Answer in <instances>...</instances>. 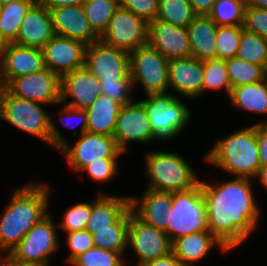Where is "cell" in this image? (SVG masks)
<instances>
[{"instance_id":"7c38bea8","label":"cell","mask_w":267,"mask_h":266,"mask_svg":"<svg viewBox=\"0 0 267 266\" xmlns=\"http://www.w3.org/2000/svg\"><path fill=\"white\" fill-rule=\"evenodd\" d=\"M127 245H130L134 253L138 255L137 266L168 255L172 248L168 235L140 220L132 212L131 206Z\"/></svg>"},{"instance_id":"816d5d0a","label":"cell","mask_w":267,"mask_h":266,"mask_svg":"<svg viewBox=\"0 0 267 266\" xmlns=\"http://www.w3.org/2000/svg\"><path fill=\"white\" fill-rule=\"evenodd\" d=\"M246 6L257 9H267V0H246Z\"/></svg>"},{"instance_id":"bcb514c9","label":"cell","mask_w":267,"mask_h":266,"mask_svg":"<svg viewBox=\"0 0 267 266\" xmlns=\"http://www.w3.org/2000/svg\"><path fill=\"white\" fill-rule=\"evenodd\" d=\"M256 139L261 167L267 166V124L256 123Z\"/></svg>"},{"instance_id":"f907efd6","label":"cell","mask_w":267,"mask_h":266,"mask_svg":"<svg viewBox=\"0 0 267 266\" xmlns=\"http://www.w3.org/2000/svg\"><path fill=\"white\" fill-rule=\"evenodd\" d=\"M0 266H41V265L18 261L15 258H13L9 253H7L6 257L0 260Z\"/></svg>"},{"instance_id":"ac0fdd59","label":"cell","mask_w":267,"mask_h":266,"mask_svg":"<svg viewBox=\"0 0 267 266\" xmlns=\"http://www.w3.org/2000/svg\"><path fill=\"white\" fill-rule=\"evenodd\" d=\"M147 44L168 60L191 56L187 27H179L158 18L148 23Z\"/></svg>"},{"instance_id":"5b68a950","label":"cell","mask_w":267,"mask_h":266,"mask_svg":"<svg viewBox=\"0 0 267 266\" xmlns=\"http://www.w3.org/2000/svg\"><path fill=\"white\" fill-rule=\"evenodd\" d=\"M146 174L150 179L148 189L174 193L186 191L199 183V178L187 160L170 152H148Z\"/></svg>"},{"instance_id":"c3c4849f","label":"cell","mask_w":267,"mask_h":266,"mask_svg":"<svg viewBox=\"0 0 267 266\" xmlns=\"http://www.w3.org/2000/svg\"><path fill=\"white\" fill-rule=\"evenodd\" d=\"M142 266H183V264L170 252L168 255L148 261Z\"/></svg>"},{"instance_id":"4316f807","label":"cell","mask_w":267,"mask_h":266,"mask_svg":"<svg viewBox=\"0 0 267 266\" xmlns=\"http://www.w3.org/2000/svg\"><path fill=\"white\" fill-rule=\"evenodd\" d=\"M122 105L107 95L101 94L93 104L86 109V132L113 136L117 116Z\"/></svg>"},{"instance_id":"52a82bcc","label":"cell","mask_w":267,"mask_h":266,"mask_svg":"<svg viewBox=\"0 0 267 266\" xmlns=\"http://www.w3.org/2000/svg\"><path fill=\"white\" fill-rule=\"evenodd\" d=\"M139 101L145 107L152 131L159 140L166 141L178 135L191 118L190 110L173 94L153 93Z\"/></svg>"},{"instance_id":"3957f363","label":"cell","mask_w":267,"mask_h":266,"mask_svg":"<svg viewBox=\"0 0 267 266\" xmlns=\"http://www.w3.org/2000/svg\"><path fill=\"white\" fill-rule=\"evenodd\" d=\"M41 104L16 97L0 87V119L59 150L66 144V139Z\"/></svg>"},{"instance_id":"d590c367","label":"cell","mask_w":267,"mask_h":266,"mask_svg":"<svg viewBox=\"0 0 267 266\" xmlns=\"http://www.w3.org/2000/svg\"><path fill=\"white\" fill-rule=\"evenodd\" d=\"M243 26H218L216 30L217 59L227 60L237 55Z\"/></svg>"},{"instance_id":"7a4b0ae2","label":"cell","mask_w":267,"mask_h":266,"mask_svg":"<svg viewBox=\"0 0 267 266\" xmlns=\"http://www.w3.org/2000/svg\"><path fill=\"white\" fill-rule=\"evenodd\" d=\"M44 183L18 188L0 218V253H10L48 213L49 189Z\"/></svg>"},{"instance_id":"ee69618b","label":"cell","mask_w":267,"mask_h":266,"mask_svg":"<svg viewBox=\"0 0 267 266\" xmlns=\"http://www.w3.org/2000/svg\"><path fill=\"white\" fill-rule=\"evenodd\" d=\"M117 167V158H105L90 162L82 171H86L92 180L106 182L116 174Z\"/></svg>"},{"instance_id":"74e56055","label":"cell","mask_w":267,"mask_h":266,"mask_svg":"<svg viewBox=\"0 0 267 266\" xmlns=\"http://www.w3.org/2000/svg\"><path fill=\"white\" fill-rule=\"evenodd\" d=\"M123 255V252L93 247L75 258L71 264L74 266H125Z\"/></svg>"},{"instance_id":"9c48e42d","label":"cell","mask_w":267,"mask_h":266,"mask_svg":"<svg viewBox=\"0 0 267 266\" xmlns=\"http://www.w3.org/2000/svg\"><path fill=\"white\" fill-rule=\"evenodd\" d=\"M50 217L48 213L37 222L9 254L21 262L48 266L59 246L57 228Z\"/></svg>"},{"instance_id":"f6af8a7d","label":"cell","mask_w":267,"mask_h":266,"mask_svg":"<svg viewBox=\"0 0 267 266\" xmlns=\"http://www.w3.org/2000/svg\"><path fill=\"white\" fill-rule=\"evenodd\" d=\"M63 110H60L62 113L61 114H65V122H63L64 117L60 116V120L62 122V124L66 127H70V119H79L78 122L82 123L81 129H80V135H82L83 133L86 132L87 129V114L85 110H80V109H74L68 106L63 105ZM64 111V112H63ZM70 120V121H69ZM72 122V121H71ZM76 123V121H75ZM78 123V125H79ZM71 128L72 125H71Z\"/></svg>"},{"instance_id":"d6986e66","label":"cell","mask_w":267,"mask_h":266,"mask_svg":"<svg viewBox=\"0 0 267 266\" xmlns=\"http://www.w3.org/2000/svg\"><path fill=\"white\" fill-rule=\"evenodd\" d=\"M130 196L116 197L100 194L91 201V215L86 230L103 228H129Z\"/></svg>"},{"instance_id":"b9f144b4","label":"cell","mask_w":267,"mask_h":266,"mask_svg":"<svg viewBox=\"0 0 267 266\" xmlns=\"http://www.w3.org/2000/svg\"><path fill=\"white\" fill-rule=\"evenodd\" d=\"M242 26L244 30L256 33L267 40V9L246 6Z\"/></svg>"},{"instance_id":"83f0119b","label":"cell","mask_w":267,"mask_h":266,"mask_svg":"<svg viewBox=\"0 0 267 266\" xmlns=\"http://www.w3.org/2000/svg\"><path fill=\"white\" fill-rule=\"evenodd\" d=\"M231 104L238 109L253 113L267 114V82L261 80L252 84L232 88Z\"/></svg>"},{"instance_id":"ba28073f","label":"cell","mask_w":267,"mask_h":266,"mask_svg":"<svg viewBox=\"0 0 267 266\" xmlns=\"http://www.w3.org/2000/svg\"><path fill=\"white\" fill-rule=\"evenodd\" d=\"M129 65L133 86L142 84L146 95L168 91L169 60L158 50L147 44L131 51Z\"/></svg>"},{"instance_id":"f35d334b","label":"cell","mask_w":267,"mask_h":266,"mask_svg":"<svg viewBox=\"0 0 267 266\" xmlns=\"http://www.w3.org/2000/svg\"><path fill=\"white\" fill-rule=\"evenodd\" d=\"M99 79L101 94L107 95L121 105L132 103L130 93L133 91V81L129 75L126 79Z\"/></svg>"},{"instance_id":"d6a6232c","label":"cell","mask_w":267,"mask_h":266,"mask_svg":"<svg viewBox=\"0 0 267 266\" xmlns=\"http://www.w3.org/2000/svg\"><path fill=\"white\" fill-rule=\"evenodd\" d=\"M196 14L188 0H159L157 18L179 27H187Z\"/></svg>"},{"instance_id":"8992f818","label":"cell","mask_w":267,"mask_h":266,"mask_svg":"<svg viewBox=\"0 0 267 266\" xmlns=\"http://www.w3.org/2000/svg\"><path fill=\"white\" fill-rule=\"evenodd\" d=\"M172 207L165 233L172 242L178 237L208 231L206 205L200 182L181 192L171 193Z\"/></svg>"},{"instance_id":"5bb4252c","label":"cell","mask_w":267,"mask_h":266,"mask_svg":"<svg viewBox=\"0 0 267 266\" xmlns=\"http://www.w3.org/2000/svg\"><path fill=\"white\" fill-rule=\"evenodd\" d=\"M84 66L97 78L126 79L130 75L129 52L99 39L86 47Z\"/></svg>"},{"instance_id":"8fae6325","label":"cell","mask_w":267,"mask_h":266,"mask_svg":"<svg viewBox=\"0 0 267 266\" xmlns=\"http://www.w3.org/2000/svg\"><path fill=\"white\" fill-rule=\"evenodd\" d=\"M71 168L76 172L82 171L90 162L105 158H117L121 152L113 136L85 132L80 135L74 145L66 142L60 149Z\"/></svg>"},{"instance_id":"7bdbcfd3","label":"cell","mask_w":267,"mask_h":266,"mask_svg":"<svg viewBox=\"0 0 267 266\" xmlns=\"http://www.w3.org/2000/svg\"><path fill=\"white\" fill-rule=\"evenodd\" d=\"M119 3L146 23L157 18L159 0H119Z\"/></svg>"},{"instance_id":"ab89813d","label":"cell","mask_w":267,"mask_h":266,"mask_svg":"<svg viewBox=\"0 0 267 266\" xmlns=\"http://www.w3.org/2000/svg\"><path fill=\"white\" fill-rule=\"evenodd\" d=\"M91 215V202L90 203H78L66 210L60 227L64 231H79L85 230L88 219Z\"/></svg>"},{"instance_id":"d4e9b609","label":"cell","mask_w":267,"mask_h":266,"mask_svg":"<svg viewBox=\"0 0 267 266\" xmlns=\"http://www.w3.org/2000/svg\"><path fill=\"white\" fill-rule=\"evenodd\" d=\"M214 245H218L223 251H229L212 233L201 231L173 240L171 252L183 266H194L192 264L205 258Z\"/></svg>"},{"instance_id":"ffe728a7","label":"cell","mask_w":267,"mask_h":266,"mask_svg":"<svg viewBox=\"0 0 267 266\" xmlns=\"http://www.w3.org/2000/svg\"><path fill=\"white\" fill-rule=\"evenodd\" d=\"M61 103L68 96L74 100L65 106L86 110L101 95L99 79L85 66L61 76Z\"/></svg>"},{"instance_id":"681fc988","label":"cell","mask_w":267,"mask_h":266,"mask_svg":"<svg viewBox=\"0 0 267 266\" xmlns=\"http://www.w3.org/2000/svg\"><path fill=\"white\" fill-rule=\"evenodd\" d=\"M49 11L62 6L82 5L85 0H38Z\"/></svg>"},{"instance_id":"f1b7e54d","label":"cell","mask_w":267,"mask_h":266,"mask_svg":"<svg viewBox=\"0 0 267 266\" xmlns=\"http://www.w3.org/2000/svg\"><path fill=\"white\" fill-rule=\"evenodd\" d=\"M37 0H18L0 7V46L15 43L21 23Z\"/></svg>"},{"instance_id":"7402d4cb","label":"cell","mask_w":267,"mask_h":266,"mask_svg":"<svg viewBox=\"0 0 267 266\" xmlns=\"http://www.w3.org/2000/svg\"><path fill=\"white\" fill-rule=\"evenodd\" d=\"M54 35L51 13L37 0L26 13L15 44L42 49Z\"/></svg>"},{"instance_id":"4dcf8cb0","label":"cell","mask_w":267,"mask_h":266,"mask_svg":"<svg viewBox=\"0 0 267 266\" xmlns=\"http://www.w3.org/2000/svg\"><path fill=\"white\" fill-rule=\"evenodd\" d=\"M231 87L252 84L264 80V67L246 62L237 56L226 60Z\"/></svg>"},{"instance_id":"277c9868","label":"cell","mask_w":267,"mask_h":266,"mask_svg":"<svg viewBox=\"0 0 267 266\" xmlns=\"http://www.w3.org/2000/svg\"><path fill=\"white\" fill-rule=\"evenodd\" d=\"M205 158L211 165L220 167L235 177L255 178L261 167L256 124L217 141Z\"/></svg>"},{"instance_id":"f546056e","label":"cell","mask_w":267,"mask_h":266,"mask_svg":"<svg viewBox=\"0 0 267 266\" xmlns=\"http://www.w3.org/2000/svg\"><path fill=\"white\" fill-rule=\"evenodd\" d=\"M92 29L101 36L119 8V0H85L82 4Z\"/></svg>"},{"instance_id":"8d00e7d4","label":"cell","mask_w":267,"mask_h":266,"mask_svg":"<svg viewBox=\"0 0 267 266\" xmlns=\"http://www.w3.org/2000/svg\"><path fill=\"white\" fill-rule=\"evenodd\" d=\"M95 247L124 252L128 240V228L93 229L91 232Z\"/></svg>"},{"instance_id":"6da1fadb","label":"cell","mask_w":267,"mask_h":266,"mask_svg":"<svg viewBox=\"0 0 267 266\" xmlns=\"http://www.w3.org/2000/svg\"><path fill=\"white\" fill-rule=\"evenodd\" d=\"M199 182L206 205L208 231L229 251L236 248L258 225L260 212L254 200L252 180L235 177L216 186Z\"/></svg>"},{"instance_id":"e0dca14e","label":"cell","mask_w":267,"mask_h":266,"mask_svg":"<svg viewBox=\"0 0 267 266\" xmlns=\"http://www.w3.org/2000/svg\"><path fill=\"white\" fill-rule=\"evenodd\" d=\"M86 47L80 41L55 34L42 48L44 65L60 77L80 69L85 64Z\"/></svg>"},{"instance_id":"cb8c5ba5","label":"cell","mask_w":267,"mask_h":266,"mask_svg":"<svg viewBox=\"0 0 267 266\" xmlns=\"http://www.w3.org/2000/svg\"><path fill=\"white\" fill-rule=\"evenodd\" d=\"M130 206L132 212L140 220L158 230L166 231L170 212H172L171 193L158 192L146 188L140 200L130 196Z\"/></svg>"},{"instance_id":"836d02e7","label":"cell","mask_w":267,"mask_h":266,"mask_svg":"<svg viewBox=\"0 0 267 266\" xmlns=\"http://www.w3.org/2000/svg\"><path fill=\"white\" fill-rule=\"evenodd\" d=\"M246 0H215L209 17L217 26L243 25Z\"/></svg>"},{"instance_id":"30bf717a","label":"cell","mask_w":267,"mask_h":266,"mask_svg":"<svg viewBox=\"0 0 267 266\" xmlns=\"http://www.w3.org/2000/svg\"><path fill=\"white\" fill-rule=\"evenodd\" d=\"M147 31L148 23L119 6L99 39L107 45L130 53L147 45Z\"/></svg>"},{"instance_id":"4fadbf2b","label":"cell","mask_w":267,"mask_h":266,"mask_svg":"<svg viewBox=\"0 0 267 266\" xmlns=\"http://www.w3.org/2000/svg\"><path fill=\"white\" fill-rule=\"evenodd\" d=\"M61 77L44 68L14 78L5 88L14 96L44 104H61Z\"/></svg>"},{"instance_id":"60d3db41","label":"cell","mask_w":267,"mask_h":266,"mask_svg":"<svg viewBox=\"0 0 267 266\" xmlns=\"http://www.w3.org/2000/svg\"><path fill=\"white\" fill-rule=\"evenodd\" d=\"M67 245L70 249L67 262L71 263L82 253L95 247L92 234L88 230L67 232Z\"/></svg>"},{"instance_id":"e575fe53","label":"cell","mask_w":267,"mask_h":266,"mask_svg":"<svg viewBox=\"0 0 267 266\" xmlns=\"http://www.w3.org/2000/svg\"><path fill=\"white\" fill-rule=\"evenodd\" d=\"M203 74L202 94L208 90L224 88L228 97H230L232 87L228 77L226 60L211 59L203 61Z\"/></svg>"},{"instance_id":"44dd1931","label":"cell","mask_w":267,"mask_h":266,"mask_svg":"<svg viewBox=\"0 0 267 266\" xmlns=\"http://www.w3.org/2000/svg\"><path fill=\"white\" fill-rule=\"evenodd\" d=\"M56 35L69 37L87 46L99 40L92 29L82 5L62 6L50 10Z\"/></svg>"},{"instance_id":"603a6c76","label":"cell","mask_w":267,"mask_h":266,"mask_svg":"<svg viewBox=\"0 0 267 266\" xmlns=\"http://www.w3.org/2000/svg\"><path fill=\"white\" fill-rule=\"evenodd\" d=\"M169 88L186 97L197 98L202 95L203 62L195 57L169 60Z\"/></svg>"},{"instance_id":"484cf974","label":"cell","mask_w":267,"mask_h":266,"mask_svg":"<svg viewBox=\"0 0 267 266\" xmlns=\"http://www.w3.org/2000/svg\"><path fill=\"white\" fill-rule=\"evenodd\" d=\"M216 23L208 15H196L187 26L191 57L200 61L217 59Z\"/></svg>"},{"instance_id":"1f68e13d","label":"cell","mask_w":267,"mask_h":266,"mask_svg":"<svg viewBox=\"0 0 267 266\" xmlns=\"http://www.w3.org/2000/svg\"><path fill=\"white\" fill-rule=\"evenodd\" d=\"M236 56L246 62L265 67L267 63V40L256 33L243 29Z\"/></svg>"},{"instance_id":"9a60e30c","label":"cell","mask_w":267,"mask_h":266,"mask_svg":"<svg viewBox=\"0 0 267 266\" xmlns=\"http://www.w3.org/2000/svg\"><path fill=\"white\" fill-rule=\"evenodd\" d=\"M113 137L118 149L123 153L129 141L149 143L157 139L152 131L147 111L140 101L122 105Z\"/></svg>"},{"instance_id":"11a10c76","label":"cell","mask_w":267,"mask_h":266,"mask_svg":"<svg viewBox=\"0 0 267 266\" xmlns=\"http://www.w3.org/2000/svg\"><path fill=\"white\" fill-rule=\"evenodd\" d=\"M264 80L267 82V63L264 67Z\"/></svg>"},{"instance_id":"9f6ffc18","label":"cell","mask_w":267,"mask_h":266,"mask_svg":"<svg viewBox=\"0 0 267 266\" xmlns=\"http://www.w3.org/2000/svg\"><path fill=\"white\" fill-rule=\"evenodd\" d=\"M258 124H267V121L265 120V122H258Z\"/></svg>"},{"instance_id":"2e32d148","label":"cell","mask_w":267,"mask_h":266,"mask_svg":"<svg viewBox=\"0 0 267 266\" xmlns=\"http://www.w3.org/2000/svg\"><path fill=\"white\" fill-rule=\"evenodd\" d=\"M44 68L42 49L15 43L0 46V87H6L14 78Z\"/></svg>"},{"instance_id":"7dc6e473","label":"cell","mask_w":267,"mask_h":266,"mask_svg":"<svg viewBox=\"0 0 267 266\" xmlns=\"http://www.w3.org/2000/svg\"><path fill=\"white\" fill-rule=\"evenodd\" d=\"M196 15H209L215 0H188Z\"/></svg>"},{"instance_id":"f5cc1de1","label":"cell","mask_w":267,"mask_h":266,"mask_svg":"<svg viewBox=\"0 0 267 266\" xmlns=\"http://www.w3.org/2000/svg\"><path fill=\"white\" fill-rule=\"evenodd\" d=\"M255 178L259 179L262 185L267 189V166L260 167Z\"/></svg>"},{"instance_id":"db71d44e","label":"cell","mask_w":267,"mask_h":266,"mask_svg":"<svg viewBox=\"0 0 267 266\" xmlns=\"http://www.w3.org/2000/svg\"><path fill=\"white\" fill-rule=\"evenodd\" d=\"M15 1H18V0H0V5L4 6V5L10 4V3L15 2Z\"/></svg>"}]
</instances>
